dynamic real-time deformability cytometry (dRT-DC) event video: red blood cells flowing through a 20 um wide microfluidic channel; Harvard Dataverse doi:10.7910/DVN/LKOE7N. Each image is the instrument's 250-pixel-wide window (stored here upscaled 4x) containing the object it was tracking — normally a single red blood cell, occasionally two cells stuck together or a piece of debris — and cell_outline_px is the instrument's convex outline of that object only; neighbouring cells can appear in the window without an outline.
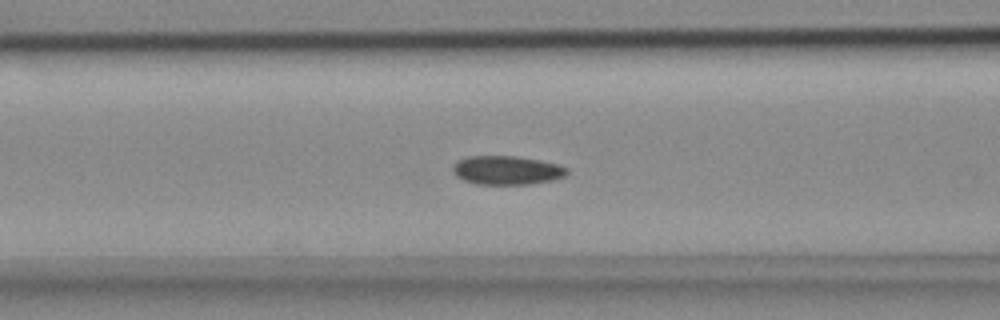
{"species": "common noctule bat (a hibernating species)", "species_latin": "Nyctalus noctula", "temperature_condition": "cold", "stored_images_in_passage": 50, "camera_frame_rate_fps": 3000, "um_per_image_px": 0.085, "animal": {"sex": "female", "body_mass_g": 18.4}, "frame": {"image": 1, "passage_image": 17, "time_ms": 5.333, "image_size_px": [1000, 320], "cell_outline_px": [[568, 172], [564, 176], [552, 180], [532, 184], [476, 184], [464, 180], [456, 176], [452, 172], [452, 164], [456, 160], [468, 156], [516, 156], [540, 160], [560, 164], [568, 168]], "centroid_in_image_um": [43.06, 14.46], "position_along_channel_um": 123.5, "area_um2": 19.42}}
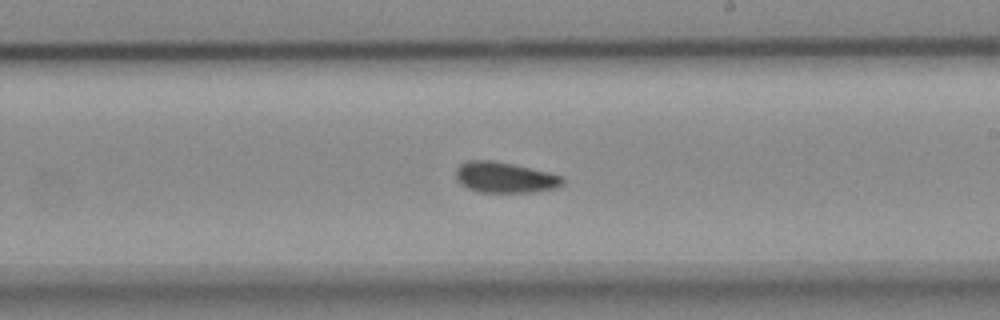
{"frame": {"image": 2, "passage_image": 27, "time_ms": 8.667, "image_size_px": [1000, 320], "cell_outline_px": [[564, 184], [556, 188], [536, 192], [476, 192], [460, 184], [456, 180], [456, 168], [460, 164], [468, 160], [492, 160], [532, 168], [564, 176]], "centroid_in_image_um": [42.92, 15.08], "position_along_channel_um": 246.1, "area_um2": 19.36}}
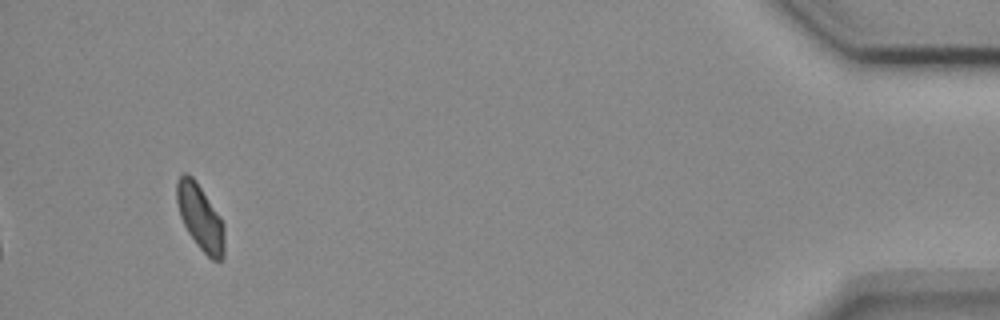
{"frame": {"image": 3, "passage_image": 47, "time_ms": 15.333, "image_size_px": [1000, 320], "cell_outline_px": [[224, 256], [220, 260], [212, 260], [196, 244], [188, 232], [180, 216], [176, 200], [176, 180], [184, 172], [188, 172], [196, 180], [220, 216], [224, 224]], "centroid_in_image_um": [17.01, 18.44], "position_along_channel_um": 418.2, "area_um2": 18.32}, "authors_computed_cell_mechanics": {"area_um2": 19.3052, "velocity_mm_per_s": 3.6889, "shape_relaxation_time_tau1_ms": 3.3549, "shape_relaxation_time_tau2_ms": 5.4183, "deformation_change_tau1": 0.0949, "deformation_change_tau2": 0.1049}}